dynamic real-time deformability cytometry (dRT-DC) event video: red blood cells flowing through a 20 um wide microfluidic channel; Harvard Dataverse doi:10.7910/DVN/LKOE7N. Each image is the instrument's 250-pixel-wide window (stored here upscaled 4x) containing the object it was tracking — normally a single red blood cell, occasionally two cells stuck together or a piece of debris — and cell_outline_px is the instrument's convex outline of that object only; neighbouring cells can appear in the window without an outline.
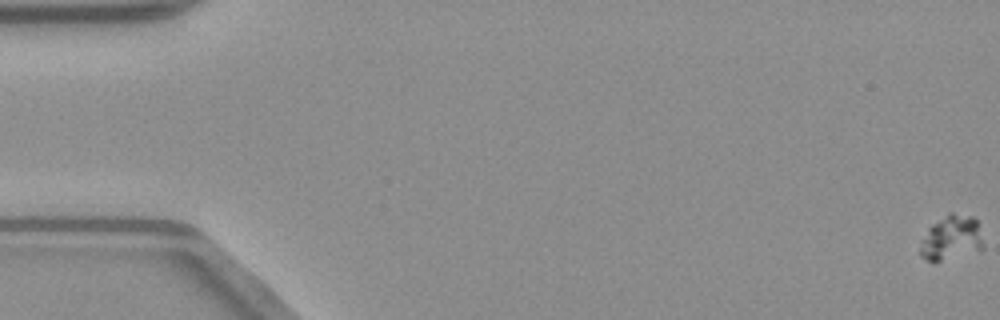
{"species": "common noctule bat (a hibernating species)", "species_latin": "Nyctalus noctula", "temperature_condition": "warm", "stored_images_in_passage": 54, "camera_frame_rate_fps": 3000, "um_per_image_px": 0.085, "animal": {"sex": "male", "body_mass_g": 23.1, "forearm_length_mm": 52.7}, "frame": {"image": 1, "passage_image": 1, "time_ms": 0.0, "image_size_px": [1000, 320], "cell_outline_px": [[984, 248], [940, 260], [928, 260], [920, 256], [920, 248], [928, 228], [932, 224], [948, 212], [952, 212], [972, 216], [976, 220], [984, 244]], "centroid_in_image_um": [80.87, 20.17], "position_along_channel_um": 4.1, "area_um2": 15.95}}
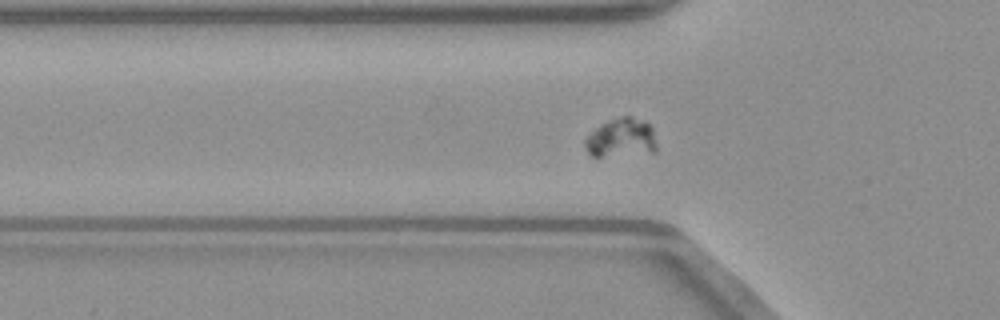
{"frame": {"image": 2, "passage_image": 19, "time_ms": 6.0, "image_size_px": [1000, 320], "cell_outline_px": [[656, 152], [600, 156], [592, 156], [588, 152], [584, 144], [584, 140], [600, 124], [608, 120], [620, 116], [632, 116], [644, 120], [652, 128], [656, 144]], "centroid_in_image_um": [52.81, 11.7], "position_along_channel_um": 73.0, "area_um2": 16.13}}